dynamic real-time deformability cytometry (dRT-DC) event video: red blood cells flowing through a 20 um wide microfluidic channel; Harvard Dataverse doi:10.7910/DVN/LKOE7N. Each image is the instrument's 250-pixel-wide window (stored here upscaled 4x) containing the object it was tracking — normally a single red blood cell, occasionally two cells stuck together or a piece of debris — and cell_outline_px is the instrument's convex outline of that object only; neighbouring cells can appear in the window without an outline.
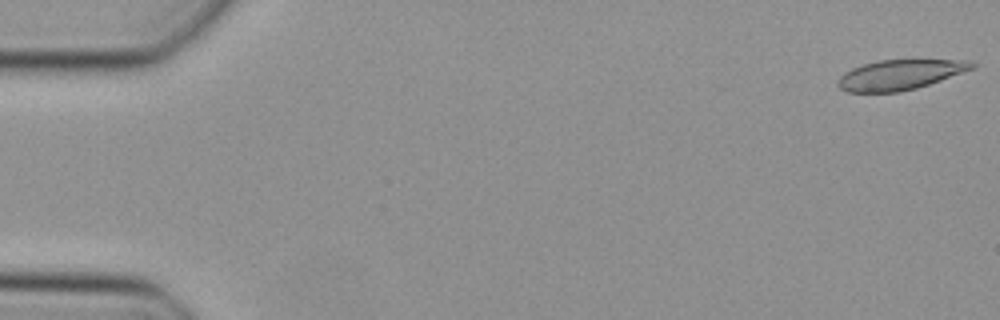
{"species": "Egyptian fruit bat (a non-hibernating species)", "species_latin": "Rousettus aegyptiacus", "temperature_condition": "cold", "stored_images_in_passage": 48, "camera_frame_rate_fps": 3000, "um_per_image_px": 0.085, "animal": {"sex": "female"}, "frame": {"image": 1, "passage_image": 1, "time_ms": 0.0, "image_size_px": [1000, 320], "cell_outline_px": [[976, 68], [916, 88], [900, 92], [848, 92], [840, 88], [836, 84], [840, 76], [844, 72], [852, 68], [864, 64], [880, 60], [968, 60], [976, 64]], "centroid_in_image_um": [76.49, 6.35], "position_along_channel_um": 8.5, "area_um2": 23.35}}
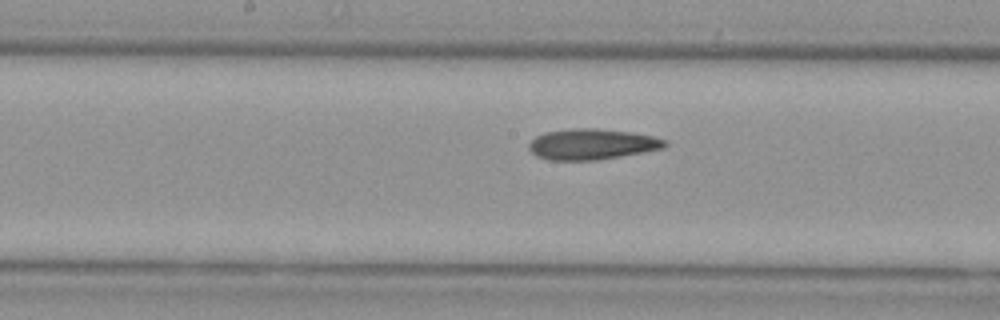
{"frame": {"image": 2, "passage_image": 25, "time_ms": 8.0, "image_size_px": [1000, 320], "cell_outline_px": [[668, 144], [664, 148], [620, 156], [596, 160], [548, 160], [536, 156], [528, 148], [528, 144], [536, 136], [544, 132], [572, 128], [596, 128], [632, 132], [652, 136], [668, 140]], "centroid_in_image_um": [50.3, 12.25], "position_along_channel_um": 197.9, "area_um2": 24.45}}
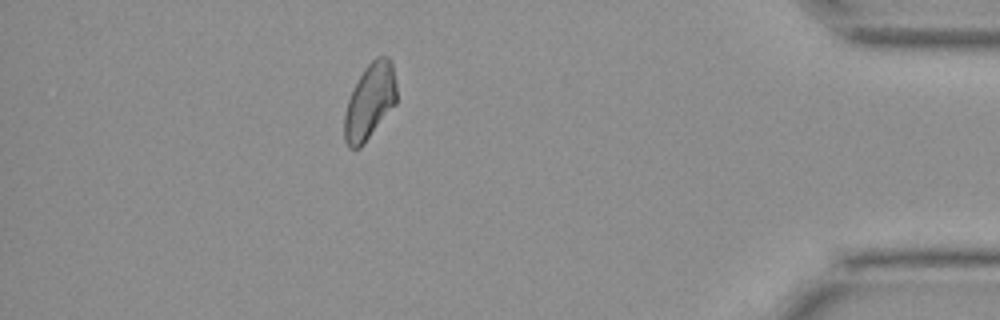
{"frame": {"image": 3, "passage_image": 43, "time_ms": 14.0, "image_size_px": [1000, 320], "cell_outline_px": [[396, 104], [364, 144], [360, 148], [348, 148], [344, 140], [344, 116], [348, 100], [364, 68], [376, 56], [388, 56], [392, 60], [396, 80]], "centroid_in_image_um": [31.45, 8.62], "position_along_channel_um": 403.8, "area_um2": 23.12}}